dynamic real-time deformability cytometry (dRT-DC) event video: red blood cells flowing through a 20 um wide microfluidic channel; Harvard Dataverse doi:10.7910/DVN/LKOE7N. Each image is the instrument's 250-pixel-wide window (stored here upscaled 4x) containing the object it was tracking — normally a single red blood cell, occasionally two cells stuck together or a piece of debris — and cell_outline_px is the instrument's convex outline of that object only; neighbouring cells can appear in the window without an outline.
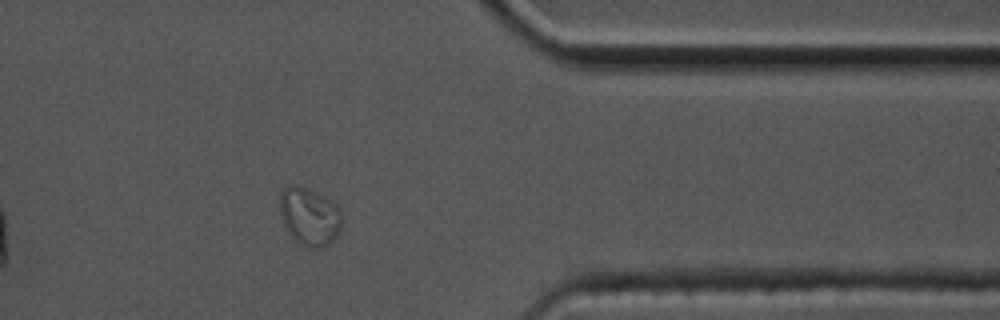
{"species": "common noctule bat (a hibernating species)", "species_latin": "Nyctalus noctula", "temperature_condition": "cold", "stored_images_in_passage": 57, "segment_of_instrument_passage": [2, 2], "camera_frame_rate_fps": 3000, "um_per_image_px": 0.085, "animal": {"sex": "male", "body_mass_g": 17.5, "forearm_length_mm": 52.3}, "frame": {"image": 1, "passage_image": 46, "time_ms": 15.0, "image_size_px": [1000, 320], "cell_outline_px": [[344, 220], [336, 236], [324, 248], [308, 248], [300, 244], [288, 232], [284, 224], [280, 212], [280, 192], [288, 184], [300, 184], [324, 196], [336, 204], [340, 208]], "centroid_in_image_um": [26.32, 18.38], "position_along_channel_um": 385.1, "area_um2": 21.33}}
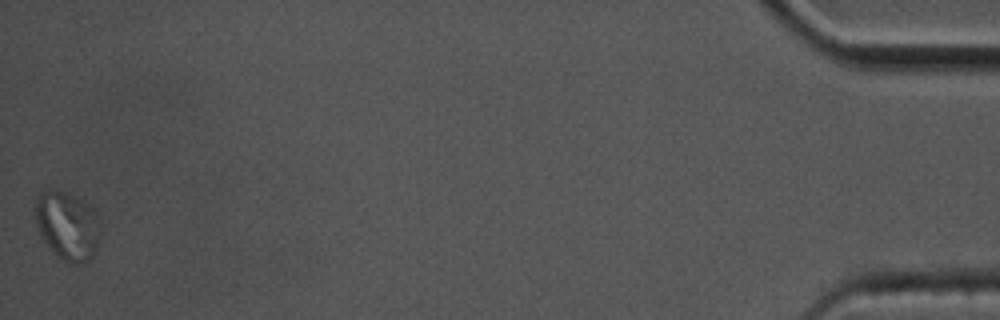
{"frame": {"image": 2, "passage_image": 57, "time_ms": 18.667, "image_size_px": [1000, 320], "cell_outline_px": [[100, 244], [96, 252], [84, 264], [72, 264], [60, 260], [52, 252], [44, 240], [36, 224], [36, 196], [44, 188], [60, 188], [84, 200], [96, 208], [100, 216]], "centroid_in_image_um": [5.78, 19.15], "position_along_channel_um": 429.4, "area_um2": 27.28}}